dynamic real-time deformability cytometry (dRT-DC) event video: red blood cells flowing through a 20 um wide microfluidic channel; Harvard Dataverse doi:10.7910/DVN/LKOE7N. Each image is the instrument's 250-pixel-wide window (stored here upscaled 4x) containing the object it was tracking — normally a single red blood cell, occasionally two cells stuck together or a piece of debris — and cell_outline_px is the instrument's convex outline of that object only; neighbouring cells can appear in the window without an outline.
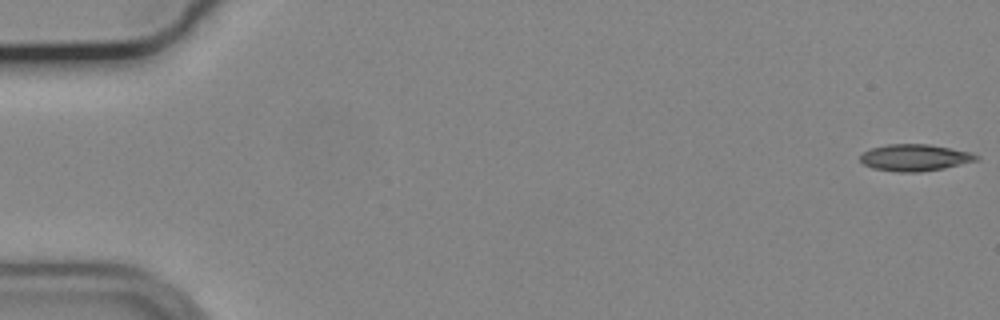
{"species": "common noctule bat (a hibernating species)", "species_latin": "Nyctalus noctula", "temperature_condition": "cold", "stored_images_in_passage": 56, "camera_frame_rate_fps": 3000, "um_per_image_px": 0.085, "animal": {"sex": "male", "body_mass_g": 19.2, "forearm_length_mm": 51.8}, "frame": {"image": 1, "passage_image": 1, "time_ms": 0.0, "image_size_px": [1000, 320], "cell_outline_px": [[980, 160], [944, 168], [920, 172], [896, 172], [872, 168], [864, 164], [860, 160], [860, 156], [864, 152], [872, 148], [888, 144], [928, 144], [972, 152], [980, 156]], "centroid_in_image_um": [77.8, 13.4], "position_along_channel_um": 7.2, "area_um2": 18.15}}
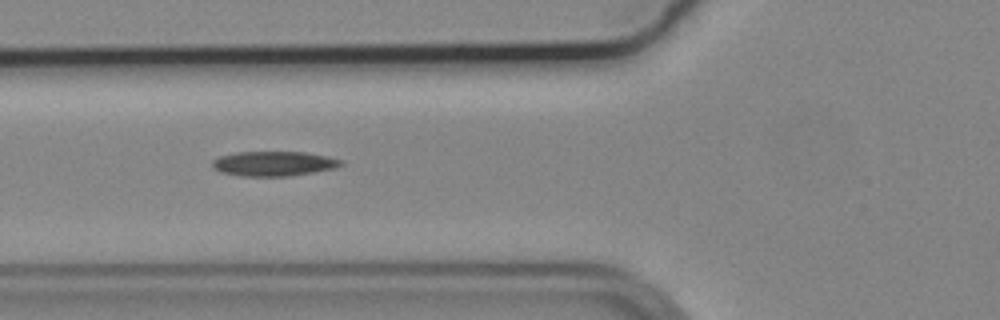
{"frame": {"image": 2, "passage_image": 21, "time_ms": 6.667, "image_size_px": [1000, 320], "cell_outline_px": [[344, 164], [336, 168], [288, 176], [240, 176], [220, 172], [212, 168], [212, 160], [220, 156], [236, 152], [304, 152], [328, 156], [340, 160]], "centroid_in_image_um": [23.23, 13.91], "position_along_channel_um": 102.6, "area_um2": 18.55}}
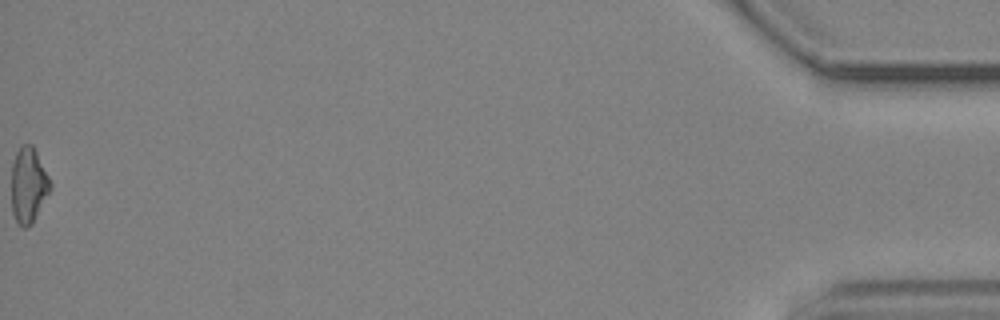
{"frame": {"image": 3, "passage_image": 56, "time_ms": 18.333, "image_size_px": [1000, 320], "cell_outline_px": [[52, 188], [32, 224], [28, 228], [24, 228], [16, 220], [12, 212], [12, 164], [16, 152], [24, 144], [32, 144], [52, 184]], "centroid_in_image_um": [2.42, 15.77], "position_along_channel_um": 432.8, "area_um2": 16.94}}